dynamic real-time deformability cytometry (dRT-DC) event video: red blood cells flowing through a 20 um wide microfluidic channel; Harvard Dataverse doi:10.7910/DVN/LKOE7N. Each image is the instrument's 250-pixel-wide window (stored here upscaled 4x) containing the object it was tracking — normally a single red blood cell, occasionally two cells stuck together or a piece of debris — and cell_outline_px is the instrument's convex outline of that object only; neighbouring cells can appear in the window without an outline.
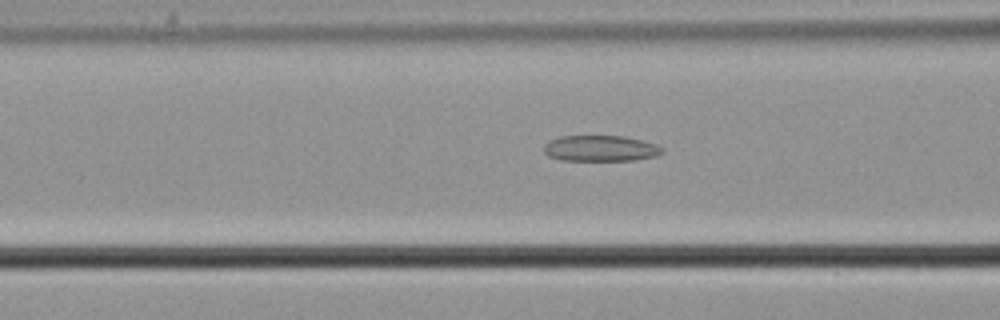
{"species": "common noctule bat (a hibernating species)", "species_latin": "Nyctalus noctula", "temperature_condition": "cold", "stored_images_in_passage": 22, "camera_frame_rate_fps": 3000, "um_per_image_px": 0.085, "animal": {"sex": "male", "body_mass_g": 21.5, "forearm_length_mm": 52.0}, "frame": {"image": 1, "passage_image": 6, "time_ms": 1.667, "image_size_px": [1000, 320], "cell_outline_px": [[664, 152], [656, 156], [636, 160], [560, 160], [548, 156], [544, 152], [544, 144], [548, 140], [560, 136], [624, 136], [644, 140], [656, 144], [664, 148]], "centroid_in_image_um": [51.05, 12.61], "position_along_channel_um": 115.5, "area_um2": 18.09}}
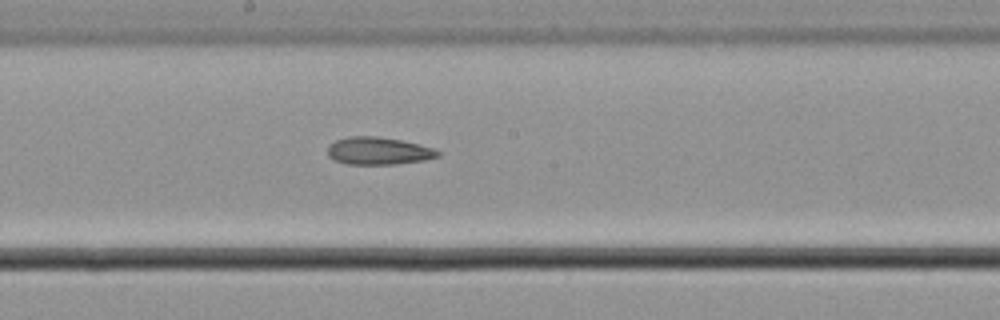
{"frame": {"image": 2, "passage_image": 14, "time_ms": 4.333, "image_size_px": [1000, 320], "cell_outline_px": [[440, 156], [424, 160], [396, 164], [348, 164], [332, 160], [328, 156], [328, 144], [336, 140], [348, 136], [376, 136], [400, 140], [420, 144], [436, 148], [440, 152]], "centroid_in_image_um": [32.16, 12.82], "position_along_channel_um": 216.0, "area_um2": 17.86}}
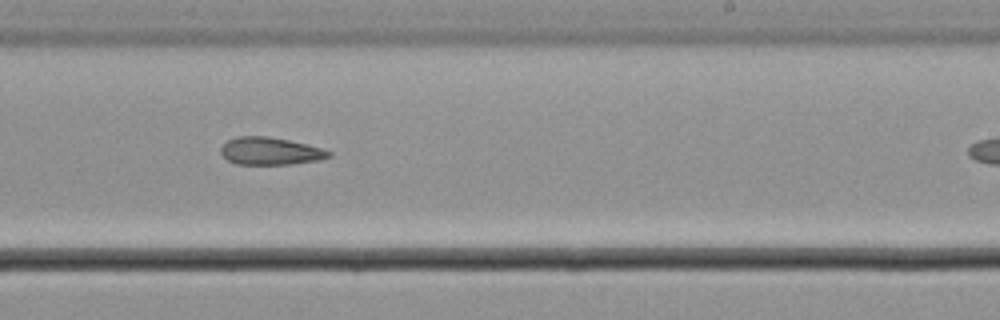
{"frame": {"image": 3, "passage_image": 18, "time_ms": 5.667, "image_size_px": [1000, 320], "cell_outline_px": [[332, 156], [320, 160], [292, 164], [236, 164], [228, 160], [220, 152], [220, 148], [228, 140], [236, 136], [268, 136], [288, 140], [320, 148], [332, 152]], "centroid_in_image_um": [22.96, 12.84], "position_along_channel_um": 266.0, "area_um2": 17.22}}